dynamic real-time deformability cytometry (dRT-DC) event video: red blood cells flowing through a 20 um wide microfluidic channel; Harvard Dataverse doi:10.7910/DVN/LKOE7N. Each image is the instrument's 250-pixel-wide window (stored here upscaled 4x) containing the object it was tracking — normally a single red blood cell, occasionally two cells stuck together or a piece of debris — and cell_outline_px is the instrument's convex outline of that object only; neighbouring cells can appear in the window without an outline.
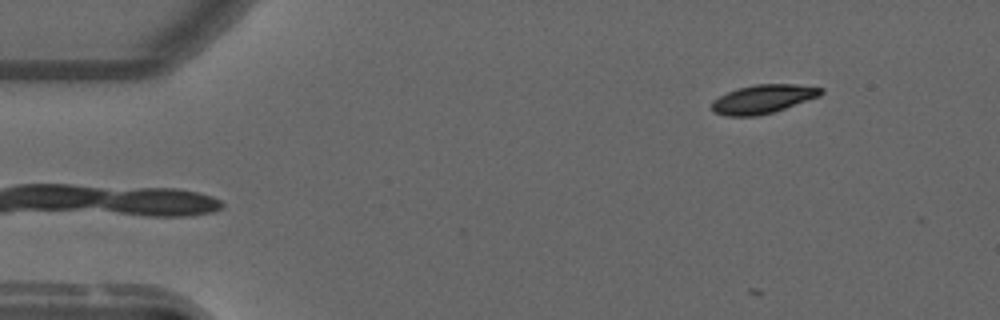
{"species": "common noctule bat (a hibernating species)", "species_latin": "Nyctalus noctula", "temperature_condition": "warm", "stored_images_in_passage": 51, "camera_frame_rate_fps": 3000, "um_per_image_px": 0.085, "animal": {"sex": "male", "forearm_length_mm": 52.5}, "frame": {"image": 1, "passage_image": 1, "time_ms": 0.0, "image_size_px": [1000, 320], "cell_outline_px": [[824, 92], [820, 96], [772, 112], [756, 116], [724, 116], [712, 112], [712, 100], [728, 92], [740, 88], [756, 84], [796, 84], [824, 88]], "centroid_in_image_um": [64.85, 8.42], "position_along_channel_um": 20.1, "area_um2": 18.15}}
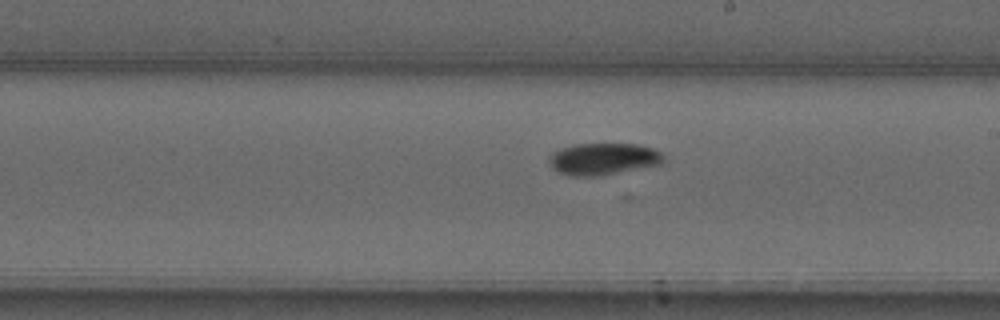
{"frame": {"image": 2, "passage_image": 26, "time_ms": 8.333, "image_size_px": [1000, 320], "cell_outline_px": [[664, 164], [600, 176], [568, 176], [552, 168], [548, 160], [548, 156], [552, 152], [560, 148], [572, 144], [640, 144], [652, 148], [660, 152], [664, 156]], "centroid_in_image_um": [51.28, 13.51], "position_along_channel_um": 237.7, "area_um2": 21.62}}
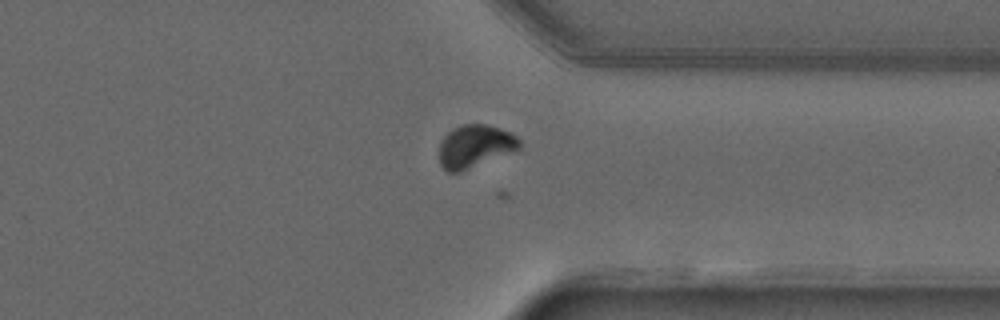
{"frame": {"image": 3, "passage_image": 37, "time_ms": 12.0, "image_size_px": [1000, 320], "cell_outline_px": [[520, 148], [460, 172], [448, 172], [440, 164], [440, 140], [452, 128], [460, 124], [488, 124], [512, 132], [520, 140]], "centroid_in_image_um": [40.36, 12.4], "position_along_channel_um": 371.0, "area_um2": 19.94}}